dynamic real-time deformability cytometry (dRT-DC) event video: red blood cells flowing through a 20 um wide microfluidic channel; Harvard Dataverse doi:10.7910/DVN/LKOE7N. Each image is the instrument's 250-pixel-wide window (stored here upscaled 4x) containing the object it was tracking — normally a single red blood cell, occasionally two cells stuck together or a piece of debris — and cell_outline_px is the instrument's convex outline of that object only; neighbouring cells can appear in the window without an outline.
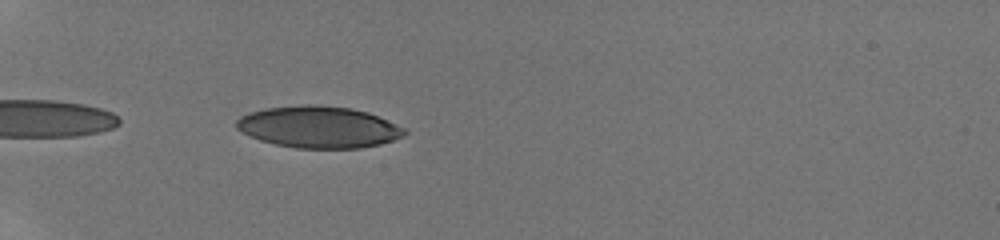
{"species": "human", "species_latin": "Homo sapiens", "temperature_condition": "room temperature", "stored_images_in_passage": 8, "camera_frame_rate_fps": 3000, "um_per_image_px": 0.085, "donor": {"sex": "male"}, "frame": {"image": 1, "passage_image": 2, "time_ms": 0.333, "image_size_px": [1000, 240], "cell_outline_px": [[408, 132], [404, 136], [380, 144], [360, 148], [296, 148], [276, 144], [260, 140], [236, 128], [236, 120], [240, 116], [248, 112], [264, 108], [304, 104], [308, 104], [352, 108], [368, 112], [408, 128]], "centroid_in_image_um": [27.12, 10.79], "position_along_channel_um": 57.9, "area_um2": 40.98}}
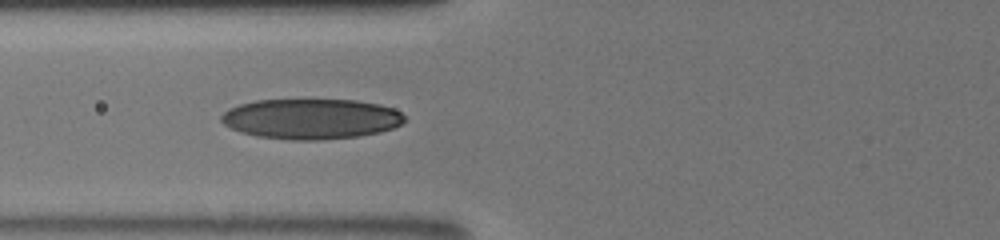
{"frame": {"image": 2, "passage_image": 7, "time_ms": 2.0, "image_size_px": [1000, 240], "cell_outline_px": [[404, 120], [400, 124], [392, 128], [380, 132], [356, 136], [320, 140], [292, 140], [256, 136], [240, 132], [224, 124], [220, 120], [220, 116], [228, 108], [240, 104], [256, 100], [356, 100], [380, 104], [392, 108], [400, 112], [404, 116]], "centroid_in_image_um": [26.41, 10.1], "position_along_channel_um": 99.4, "area_um2": 43.0}}